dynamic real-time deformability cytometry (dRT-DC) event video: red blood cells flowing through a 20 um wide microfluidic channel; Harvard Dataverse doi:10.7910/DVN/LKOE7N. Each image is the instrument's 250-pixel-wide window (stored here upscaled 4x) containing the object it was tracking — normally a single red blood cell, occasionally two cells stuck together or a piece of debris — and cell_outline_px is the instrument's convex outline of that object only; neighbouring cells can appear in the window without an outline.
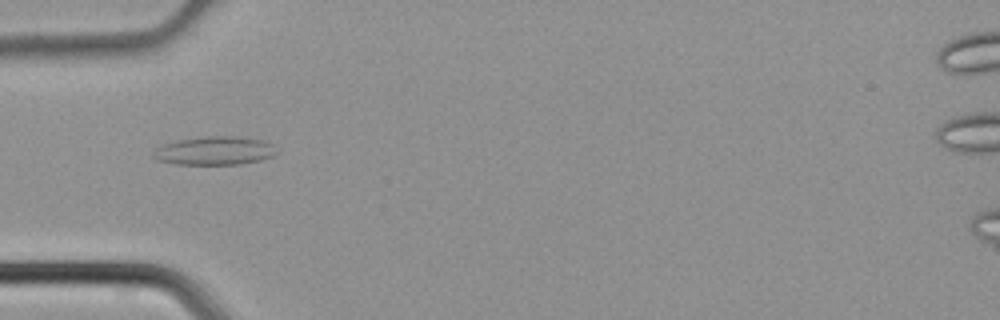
{"species": "common noctule bat (a hibernating species)", "species_latin": "Nyctalus noctula", "temperature_condition": "cold", "stored_images_in_passage": 29, "camera_frame_rate_fps": 3000, "um_per_image_px": 0.085, "animal": {"sex": "male", "body_mass_g": 21.5, "forearm_length_mm": 52.0}, "frame": {"image": 1, "passage_image": 1, "time_ms": 0.0, "image_size_px": [1000, 320], "cell_outline_px": [[276, 152], [272, 156], [260, 160], [240, 164], [176, 164], [156, 160], [152, 156], [152, 152], [156, 148], [164, 144], [176, 140], [200, 136], [236, 136], [260, 140], [272, 144]], "centroid_in_image_um": [18.18, 12.81], "position_along_channel_um": 66.8, "area_um2": 20.46}}
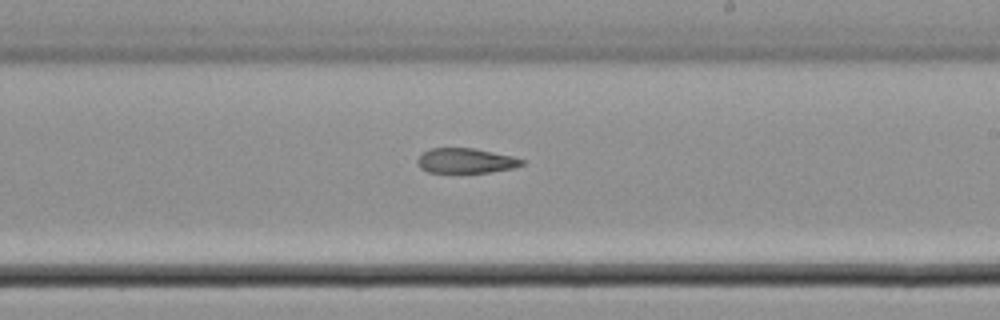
{"frame": {"image": 2, "passage_image": 13, "time_ms": 4.0, "image_size_px": [1000, 320], "cell_outline_px": [[524, 164], [512, 168], [488, 172], [428, 172], [420, 168], [416, 160], [428, 148], [476, 148], [512, 156], [524, 160]], "centroid_in_image_um": [39.57, 13.65], "position_along_channel_um": 249.4, "area_um2": 15.09}}
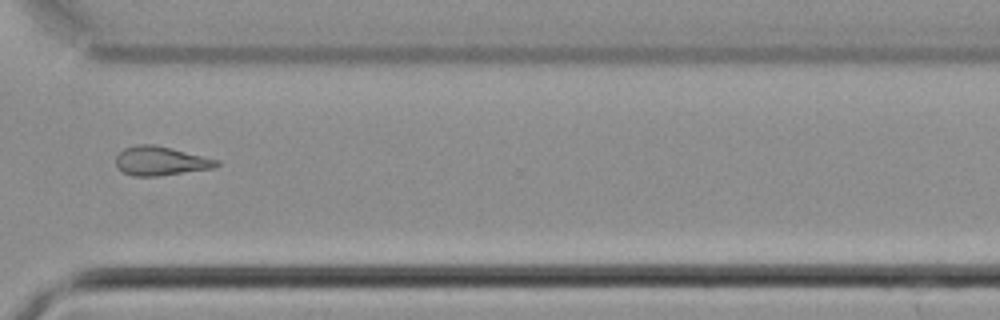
{"frame": {"image": 3, "passage_image": 20, "time_ms": 6.333, "image_size_px": [1000, 320], "cell_outline_px": [[220, 164], [212, 168], [156, 176], [132, 176], [124, 172], [116, 164], [116, 156], [124, 148], [136, 144], [156, 144], [220, 160]], "centroid_in_image_um": [13.65, 13.66], "position_along_channel_um": 357.0, "area_um2": 16.94}}